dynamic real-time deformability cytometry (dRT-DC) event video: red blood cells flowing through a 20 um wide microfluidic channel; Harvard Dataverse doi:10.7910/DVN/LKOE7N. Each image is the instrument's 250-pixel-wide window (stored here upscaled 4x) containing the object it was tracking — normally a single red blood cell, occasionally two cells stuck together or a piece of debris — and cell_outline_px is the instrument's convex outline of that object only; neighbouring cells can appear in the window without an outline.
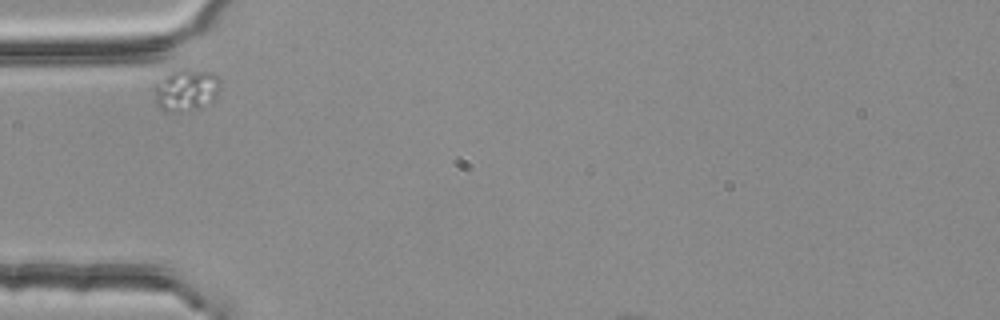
{"species": "common noctule bat (a hibernating species)", "species_latin": "Nyctalus noctula", "temperature_condition": "room temperature", "stored_images_in_passage": 2, "camera_frame_rate_fps": 3000, "um_per_image_px": 0.085, "animal": {"sex": "female", "body_mass_g": 25.1}, "frame": {"image": 1, "passage_image": 1, "time_ms": 0.0, "image_size_px": [1000, 320], "cell_outline_px": [[220, 88], [216, 100], [200, 108], [176, 112], [164, 112], [156, 104], [152, 88], [152, 84], [164, 76], [180, 68], [188, 68], [212, 72], [220, 80]], "centroid_in_image_um": [15.8, 7.65], "position_along_channel_um": 69.2, "area_um2": 16.82}}